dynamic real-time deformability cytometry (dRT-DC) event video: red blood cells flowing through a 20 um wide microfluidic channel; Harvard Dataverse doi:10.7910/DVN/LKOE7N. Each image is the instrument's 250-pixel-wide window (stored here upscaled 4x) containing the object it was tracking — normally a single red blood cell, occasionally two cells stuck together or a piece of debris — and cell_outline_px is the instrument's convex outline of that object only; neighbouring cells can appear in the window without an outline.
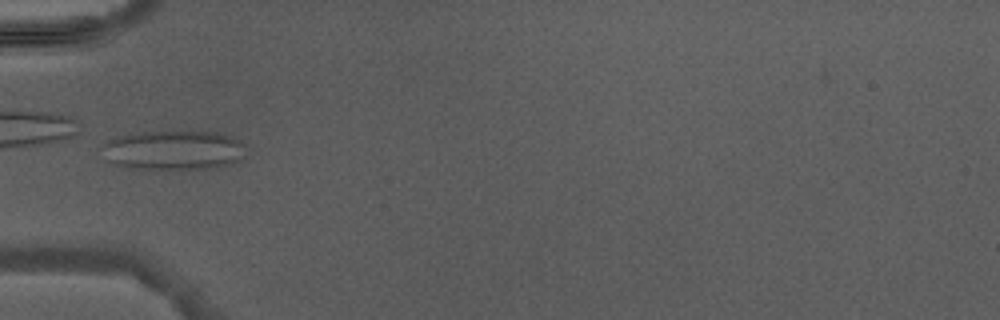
{"species": "Egyptian fruit bat (a non-hibernating species)", "species_latin": "Rousettus aegyptiacus", "temperature_condition": "warm", "stored_images_in_passage": 2, "camera_frame_rate_fps": 3000, "um_per_image_px": 0.085, "animal": {"sex": "male"}, "frame": {"image": 1, "passage_image": 1, "time_ms": 0.0, "image_size_px": [1000, 320], "cell_outline_px": [[244, 156], [240, 160], [232, 164], [212, 168], [132, 168], [116, 164], [108, 160], [100, 148], [108, 140], [120, 136], [144, 132], [220, 132], [232, 136], [244, 144]], "centroid_in_image_um": [14.79, 12.76], "position_along_channel_um": 70.2, "area_um2": 32.71}}